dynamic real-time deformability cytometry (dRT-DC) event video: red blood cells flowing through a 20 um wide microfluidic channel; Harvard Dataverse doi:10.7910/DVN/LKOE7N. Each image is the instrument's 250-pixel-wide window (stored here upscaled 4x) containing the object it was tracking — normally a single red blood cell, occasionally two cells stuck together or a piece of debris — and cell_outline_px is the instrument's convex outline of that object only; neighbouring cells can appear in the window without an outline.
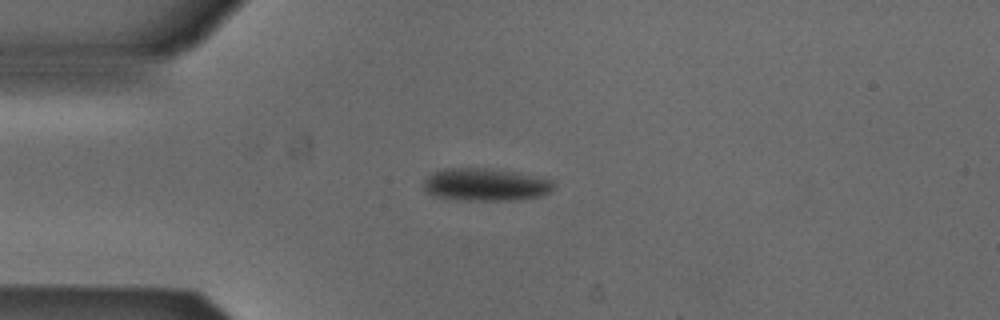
{"species": "Egyptian fruit bat (a non-hibernating species)", "species_latin": "Rousettus aegyptiacus", "temperature_condition": "cold", "stored_images_in_passage": 50, "camera_frame_rate_fps": 3000, "um_per_image_px": 0.085, "animal": {"sex": "male"}, "frame": {"image": 1, "passage_image": 11, "time_ms": 3.333, "image_size_px": [1000, 320], "cell_outline_px": [[552, 188], [548, 192], [540, 196], [508, 200], [460, 200], [436, 196], [424, 192], [424, 180], [432, 172], [444, 168], [488, 168], [548, 176], [552, 180]], "centroid_in_image_um": [41.27, 15.67], "position_along_channel_um": 43.7, "area_um2": 24.97}}
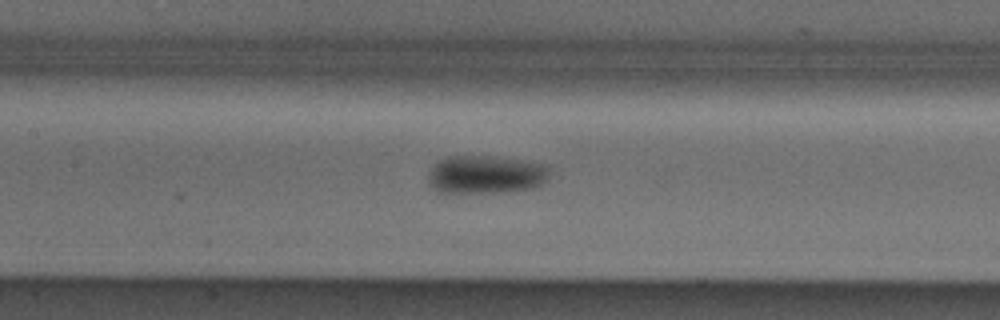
{"frame": {"image": 2, "passage_image": 22, "time_ms": 7.0, "image_size_px": [1000, 320], "cell_outline_px": [[548, 176], [540, 184], [528, 188], [500, 192], [436, 192], [428, 180], [428, 172], [440, 160], [448, 156], [488, 156], [524, 160], [544, 164], [548, 168]], "centroid_in_image_um": [41.25, 14.82], "position_along_channel_um": 166.2, "area_um2": 26.59}}
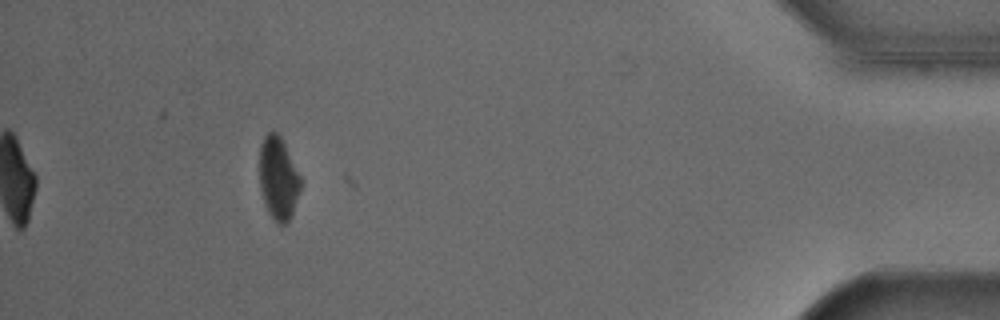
{"frame": {"image": 3, "passage_image": 46, "time_ms": 15.0, "image_size_px": [1000, 320], "cell_outline_px": [[304, 180], [292, 216], [284, 224], [276, 224], [272, 220], [264, 204], [260, 188], [260, 144], [264, 136], [272, 128], [280, 136]], "centroid_in_image_um": [23.68, 15.17], "position_along_channel_um": 411.5, "area_um2": 20.46}, "authors_computed_cell_mechanics": {"area_um2": 23.8425, "velocity_mm_per_s": 3.86, "shape_relaxation_time_tau1_ms": 3.0143, "shape_relaxation_time_tau2_ms": null, "deformation_change_tau1": 0.0837, "deformation_change_tau2": null}}